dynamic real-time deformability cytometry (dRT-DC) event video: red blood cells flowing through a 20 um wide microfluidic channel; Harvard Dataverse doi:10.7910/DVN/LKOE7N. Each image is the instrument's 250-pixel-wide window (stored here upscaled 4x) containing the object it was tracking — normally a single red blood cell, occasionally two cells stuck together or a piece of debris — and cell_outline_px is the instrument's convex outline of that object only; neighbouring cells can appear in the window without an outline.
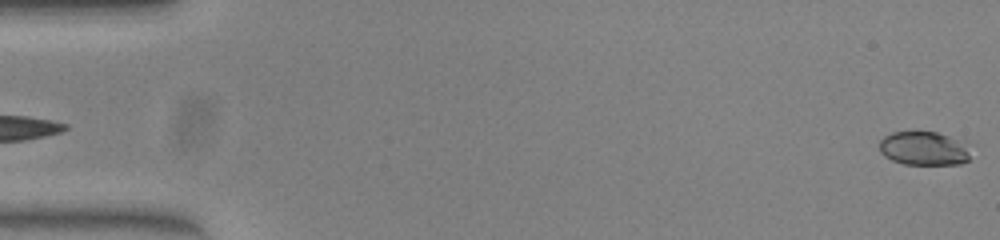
{"species": "common noctule bat (a hibernating species)", "species_latin": "Nyctalus noctula", "temperature_condition": "warm", "stored_images_in_passage": 52, "camera_frame_rate_fps": 3000, "um_per_image_px": 0.085, "animal": {"sex": "female", "body_mass_g": 23.0, "forearm_length_mm": 53.4}, "frame": {"image": 1, "passage_image": 1, "time_ms": 0.0, "image_size_px": [1000, 240], "cell_outline_px": [[968, 160], [960, 164], [904, 164], [892, 160], [884, 156], [880, 152], [880, 140], [884, 136], [892, 132], [936, 132], [948, 136], [968, 156]], "centroid_in_image_um": [78.34, 12.63], "position_along_channel_um": 6.7, "area_um2": 16.94}}
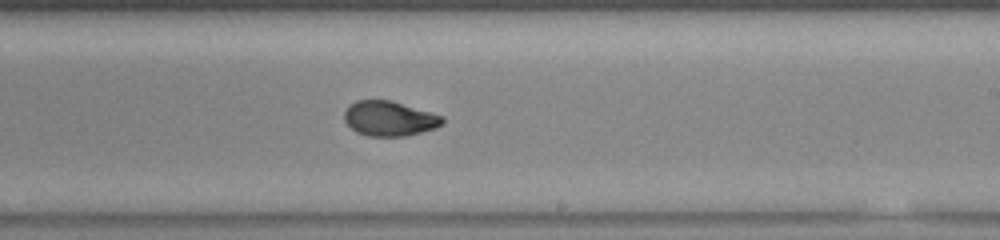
{"frame": {"image": 2, "passage_image": 31, "time_ms": 10.0, "image_size_px": [1000, 240], "cell_outline_px": [[444, 120], [436, 128], [404, 136], [368, 136], [356, 132], [344, 120], [344, 112], [356, 100], [388, 100], [444, 116]], "centroid_in_image_um": [33.08, 10.08], "position_along_channel_um": 255.9, "area_um2": 19.59}}
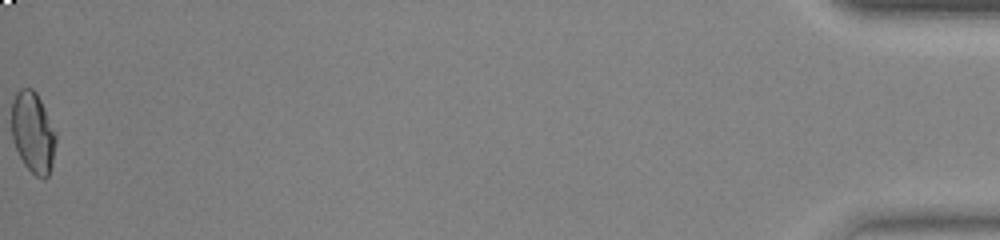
{"frame": {"image": 3, "passage_image": 52, "time_ms": 17.0, "image_size_px": [1000, 240], "cell_outline_px": [[56, 140], [52, 164], [48, 176], [44, 180], [36, 176], [24, 164], [16, 148], [12, 136], [12, 100], [16, 92], [20, 88], [32, 88], [36, 92], [56, 132]], "centroid_in_image_um": [2.8, 11.26], "position_along_channel_um": 432.4, "area_um2": 20.81}, "authors_computed_cell_mechanics": {"area_um2": 20.0855, "velocity_mm_per_s": 4.023, "shape_relaxation_time_tau1_ms": 9.1327, "shape_relaxation_time_tau2_ms": 0.9677, "deformation_change_tau1": 0.2396, "deformation_change_tau2": 0.0452}}